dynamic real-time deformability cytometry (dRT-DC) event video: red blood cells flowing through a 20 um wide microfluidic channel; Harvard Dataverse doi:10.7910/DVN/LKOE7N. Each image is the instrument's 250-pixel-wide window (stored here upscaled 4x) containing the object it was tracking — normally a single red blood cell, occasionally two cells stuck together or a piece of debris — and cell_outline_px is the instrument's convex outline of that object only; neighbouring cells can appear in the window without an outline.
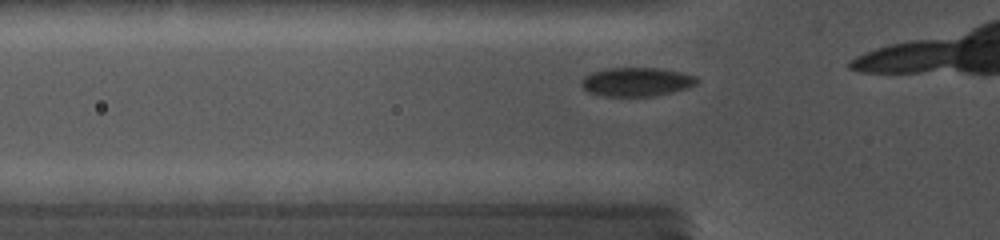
{"species": "common noctule bat (a hibernating species)", "species_latin": "Nyctalus noctula", "temperature_condition": "cold", "stored_images_in_passage": 8, "camera_frame_rate_fps": 5000, "um_per_image_px": 0.085, "animal": {"sex": "female", "body_mass_g": 19.0, "forearm_length_mm": 56.7}, "frame": {"image": 1, "passage_image": 4, "time_ms": 0.8, "image_size_px": [1000, 240], "cell_outline_px": [[700, 80], [696, 84], [684, 88], [652, 96], [608, 96], [592, 92], [584, 88], [580, 84], [580, 80], [584, 76], [592, 72], [604, 68], [660, 68], [680, 72], [696, 76]], "centroid_in_image_um": [54.08, 6.93], "position_along_channel_um": 71.7, "area_um2": 19.13}}